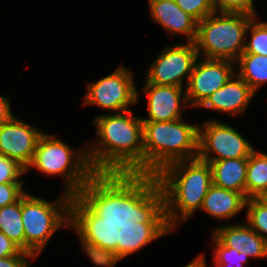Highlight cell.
<instances>
[{
	"instance_id": "cell-1",
	"label": "cell",
	"mask_w": 267,
	"mask_h": 267,
	"mask_svg": "<svg viewBox=\"0 0 267 267\" xmlns=\"http://www.w3.org/2000/svg\"><path fill=\"white\" fill-rule=\"evenodd\" d=\"M212 184L211 165L199 158L168 165L125 206V217L111 234L113 247L126 257L170 232L177 209L186 220L201 208Z\"/></svg>"
},
{
	"instance_id": "cell-2",
	"label": "cell",
	"mask_w": 267,
	"mask_h": 267,
	"mask_svg": "<svg viewBox=\"0 0 267 267\" xmlns=\"http://www.w3.org/2000/svg\"><path fill=\"white\" fill-rule=\"evenodd\" d=\"M130 115L95 117L101 142L87 153L92 170L125 206L144 188L143 121Z\"/></svg>"
},
{
	"instance_id": "cell-3",
	"label": "cell",
	"mask_w": 267,
	"mask_h": 267,
	"mask_svg": "<svg viewBox=\"0 0 267 267\" xmlns=\"http://www.w3.org/2000/svg\"><path fill=\"white\" fill-rule=\"evenodd\" d=\"M61 198L49 203L26 192L21 196L25 252L38 255L66 221V226L71 225L79 234L83 248L95 265L112 267L121 260L123 256L111 243V233L73 196L64 192Z\"/></svg>"
},
{
	"instance_id": "cell-4",
	"label": "cell",
	"mask_w": 267,
	"mask_h": 267,
	"mask_svg": "<svg viewBox=\"0 0 267 267\" xmlns=\"http://www.w3.org/2000/svg\"><path fill=\"white\" fill-rule=\"evenodd\" d=\"M53 138L46 134L39 137L28 168L36 167L48 175L64 173L65 193L78 200L112 234L125 217V205L92 170L85 150L74 153Z\"/></svg>"
},
{
	"instance_id": "cell-5",
	"label": "cell",
	"mask_w": 267,
	"mask_h": 267,
	"mask_svg": "<svg viewBox=\"0 0 267 267\" xmlns=\"http://www.w3.org/2000/svg\"><path fill=\"white\" fill-rule=\"evenodd\" d=\"M143 135L144 187L168 165L198 158L199 127L182 119L143 121Z\"/></svg>"
},
{
	"instance_id": "cell-6",
	"label": "cell",
	"mask_w": 267,
	"mask_h": 267,
	"mask_svg": "<svg viewBox=\"0 0 267 267\" xmlns=\"http://www.w3.org/2000/svg\"><path fill=\"white\" fill-rule=\"evenodd\" d=\"M210 14L198 22L195 45L204 50L206 59H228L236 62L244 52L247 28L254 16L243 13L221 12ZM201 47V49H200Z\"/></svg>"
},
{
	"instance_id": "cell-7",
	"label": "cell",
	"mask_w": 267,
	"mask_h": 267,
	"mask_svg": "<svg viewBox=\"0 0 267 267\" xmlns=\"http://www.w3.org/2000/svg\"><path fill=\"white\" fill-rule=\"evenodd\" d=\"M218 156L209 157V152ZM254 148L244 137L217 120L206 122L203 130L199 127L198 158L202 161L249 158Z\"/></svg>"
},
{
	"instance_id": "cell-8",
	"label": "cell",
	"mask_w": 267,
	"mask_h": 267,
	"mask_svg": "<svg viewBox=\"0 0 267 267\" xmlns=\"http://www.w3.org/2000/svg\"><path fill=\"white\" fill-rule=\"evenodd\" d=\"M199 54L195 42L163 49L148 70L147 83L182 88L183 76L187 75L189 82Z\"/></svg>"
},
{
	"instance_id": "cell-9",
	"label": "cell",
	"mask_w": 267,
	"mask_h": 267,
	"mask_svg": "<svg viewBox=\"0 0 267 267\" xmlns=\"http://www.w3.org/2000/svg\"><path fill=\"white\" fill-rule=\"evenodd\" d=\"M87 91L85 104H95L105 109L121 110V112L128 111L129 104L138 100L132 75L123 67H119L96 83L88 84Z\"/></svg>"
},
{
	"instance_id": "cell-10",
	"label": "cell",
	"mask_w": 267,
	"mask_h": 267,
	"mask_svg": "<svg viewBox=\"0 0 267 267\" xmlns=\"http://www.w3.org/2000/svg\"><path fill=\"white\" fill-rule=\"evenodd\" d=\"M233 62L228 59H206L195 63L187 82L182 102L192 100L191 106H201L215 91L221 88L232 76Z\"/></svg>"
},
{
	"instance_id": "cell-11",
	"label": "cell",
	"mask_w": 267,
	"mask_h": 267,
	"mask_svg": "<svg viewBox=\"0 0 267 267\" xmlns=\"http://www.w3.org/2000/svg\"><path fill=\"white\" fill-rule=\"evenodd\" d=\"M42 133L14 116L0 125V154L18 161L28 169Z\"/></svg>"
},
{
	"instance_id": "cell-12",
	"label": "cell",
	"mask_w": 267,
	"mask_h": 267,
	"mask_svg": "<svg viewBox=\"0 0 267 267\" xmlns=\"http://www.w3.org/2000/svg\"><path fill=\"white\" fill-rule=\"evenodd\" d=\"M144 91L148 94L149 118L142 121L168 122L182 118L181 87L146 83Z\"/></svg>"
},
{
	"instance_id": "cell-13",
	"label": "cell",
	"mask_w": 267,
	"mask_h": 267,
	"mask_svg": "<svg viewBox=\"0 0 267 267\" xmlns=\"http://www.w3.org/2000/svg\"><path fill=\"white\" fill-rule=\"evenodd\" d=\"M254 93L251 87L235 74L221 88L211 94L200 107L242 114Z\"/></svg>"
},
{
	"instance_id": "cell-14",
	"label": "cell",
	"mask_w": 267,
	"mask_h": 267,
	"mask_svg": "<svg viewBox=\"0 0 267 267\" xmlns=\"http://www.w3.org/2000/svg\"><path fill=\"white\" fill-rule=\"evenodd\" d=\"M150 10L156 22L169 32L186 34L189 42H195L198 21L184 12L174 0H149Z\"/></svg>"
},
{
	"instance_id": "cell-15",
	"label": "cell",
	"mask_w": 267,
	"mask_h": 267,
	"mask_svg": "<svg viewBox=\"0 0 267 267\" xmlns=\"http://www.w3.org/2000/svg\"><path fill=\"white\" fill-rule=\"evenodd\" d=\"M246 197L233 190L212 184L203 200L201 209L216 218H231L245 207Z\"/></svg>"
},
{
	"instance_id": "cell-16",
	"label": "cell",
	"mask_w": 267,
	"mask_h": 267,
	"mask_svg": "<svg viewBox=\"0 0 267 267\" xmlns=\"http://www.w3.org/2000/svg\"><path fill=\"white\" fill-rule=\"evenodd\" d=\"M211 165L215 186L240 192L245 196L248 158L205 161Z\"/></svg>"
},
{
	"instance_id": "cell-17",
	"label": "cell",
	"mask_w": 267,
	"mask_h": 267,
	"mask_svg": "<svg viewBox=\"0 0 267 267\" xmlns=\"http://www.w3.org/2000/svg\"><path fill=\"white\" fill-rule=\"evenodd\" d=\"M265 192H267V154L254 150L248 158L245 197L259 198Z\"/></svg>"
},
{
	"instance_id": "cell-18",
	"label": "cell",
	"mask_w": 267,
	"mask_h": 267,
	"mask_svg": "<svg viewBox=\"0 0 267 267\" xmlns=\"http://www.w3.org/2000/svg\"><path fill=\"white\" fill-rule=\"evenodd\" d=\"M21 218V197L12 204L0 207V232L25 251V234Z\"/></svg>"
},
{
	"instance_id": "cell-19",
	"label": "cell",
	"mask_w": 267,
	"mask_h": 267,
	"mask_svg": "<svg viewBox=\"0 0 267 267\" xmlns=\"http://www.w3.org/2000/svg\"><path fill=\"white\" fill-rule=\"evenodd\" d=\"M239 60V73L251 89L256 92L259 86L267 82V56L242 53Z\"/></svg>"
},
{
	"instance_id": "cell-20",
	"label": "cell",
	"mask_w": 267,
	"mask_h": 267,
	"mask_svg": "<svg viewBox=\"0 0 267 267\" xmlns=\"http://www.w3.org/2000/svg\"><path fill=\"white\" fill-rule=\"evenodd\" d=\"M245 205L250 228L267 241V205L260 198H247Z\"/></svg>"
},
{
	"instance_id": "cell-21",
	"label": "cell",
	"mask_w": 267,
	"mask_h": 267,
	"mask_svg": "<svg viewBox=\"0 0 267 267\" xmlns=\"http://www.w3.org/2000/svg\"><path fill=\"white\" fill-rule=\"evenodd\" d=\"M255 17L250 21L247 30L251 29V40L245 42L244 52L267 56V23H256Z\"/></svg>"
},
{
	"instance_id": "cell-22",
	"label": "cell",
	"mask_w": 267,
	"mask_h": 267,
	"mask_svg": "<svg viewBox=\"0 0 267 267\" xmlns=\"http://www.w3.org/2000/svg\"><path fill=\"white\" fill-rule=\"evenodd\" d=\"M214 237L227 248H236L239 252L244 245V225H231L219 227L214 233Z\"/></svg>"
},
{
	"instance_id": "cell-23",
	"label": "cell",
	"mask_w": 267,
	"mask_h": 267,
	"mask_svg": "<svg viewBox=\"0 0 267 267\" xmlns=\"http://www.w3.org/2000/svg\"><path fill=\"white\" fill-rule=\"evenodd\" d=\"M243 245L241 252L246 253L248 257H267V241L252 230L248 224L244 225Z\"/></svg>"
},
{
	"instance_id": "cell-24",
	"label": "cell",
	"mask_w": 267,
	"mask_h": 267,
	"mask_svg": "<svg viewBox=\"0 0 267 267\" xmlns=\"http://www.w3.org/2000/svg\"><path fill=\"white\" fill-rule=\"evenodd\" d=\"M215 264L217 267H229V263L232 260L235 263L233 267H242L243 263H247V254L244 252H239L236 248H227L226 246L222 245L215 237ZM231 261V262H230ZM231 267V265H230Z\"/></svg>"
},
{
	"instance_id": "cell-25",
	"label": "cell",
	"mask_w": 267,
	"mask_h": 267,
	"mask_svg": "<svg viewBox=\"0 0 267 267\" xmlns=\"http://www.w3.org/2000/svg\"><path fill=\"white\" fill-rule=\"evenodd\" d=\"M26 171L18 161L0 154V183H23L18 178Z\"/></svg>"
},
{
	"instance_id": "cell-26",
	"label": "cell",
	"mask_w": 267,
	"mask_h": 267,
	"mask_svg": "<svg viewBox=\"0 0 267 267\" xmlns=\"http://www.w3.org/2000/svg\"><path fill=\"white\" fill-rule=\"evenodd\" d=\"M186 13L194 17L198 22L215 12L211 0H174Z\"/></svg>"
},
{
	"instance_id": "cell-27",
	"label": "cell",
	"mask_w": 267,
	"mask_h": 267,
	"mask_svg": "<svg viewBox=\"0 0 267 267\" xmlns=\"http://www.w3.org/2000/svg\"><path fill=\"white\" fill-rule=\"evenodd\" d=\"M213 7L220 12L243 13L256 17L253 0H211Z\"/></svg>"
},
{
	"instance_id": "cell-28",
	"label": "cell",
	"mask_w": 267,
	"mask_h": 267,
	"mask_svg": "<svg viewBox=\"0 0 267 267\" xmlns=\"http://www.w3.org/2000/svg\"><path fill=\"white\" fill-rule=\"evenodd\" d=\"M23 183H0V207L16 202L25 192Z\"/></svg>"
},
{
	"instance_id": "cell-29",
	"label": "cell",
	"mask_w": 267,
	"mask_h": 267,
	"mask_svg": "<svg viewBox=\"0 0 267 267\" xmlns=\"http://www.w3.org/2000/svg\"><path fill=\"white\" fill-rule=\"evenodd\" d=\"M34 258L31 253L21 251L18 255L0 258V267H28L26 258Z\"/></svg>"
},
{
	"instance_id": "cell-30",
	"label": "cell",
	"mask_w": 267,
	"mask_h": 267,
	"mask_svg": "<svg viewBox=\"0 0 267 267\" xmlns=\"http://www.w3.org/2000/svg\"><path fill=\"white\" fill-rule=\"evenodd\" d=\"M21 251L11 239L0 232V258L18 255Z\"/></svg>"
},
{
	"instance_id": "cell-31",
	"label": "cell",
	"mask_w": 267,
	"mask_h": 267,
	"mask_svg": "<svg viewBox=\"0 0 267 267\" xmlns=\"http://www.w3.org/2000/svg\"><path fill=\"white\" fill-rule=\"evenodd\" d=\"M8 100L6 97L0 96V125L13 117Z\"/></svg>"
},
{
	"instance_id": "cell-32",
	"label": "cell",
	"mask_w": 267,
	"mask_h": 267,
	"mask_svg": "<svg viewBox=\"0 0 267 267\" xmlns=\"http://www.w3.org/2000/svg\"><path fill=\"white\" fill-rule=\"evenodd\" d=\"M205 262L206 261L204 260L203 255H200L198 258H196L194 261H192L185 267H206Z\"/></svg>"
},
{
	"instance_id": "cell-33",
	"label": "cell",
	"mask_w": 267,
	"mask_h": 267,
	"mask_svg": "<svg viewBox=\"0 0 267 267\" xmlns=\"http://www.w3.org/2000/svg\"><path fill=\"white\" fill-rule=\"evenodd\" d=\"M259 198L267 205V192L262 194Z\"/></svg>"
}]
</instances>
